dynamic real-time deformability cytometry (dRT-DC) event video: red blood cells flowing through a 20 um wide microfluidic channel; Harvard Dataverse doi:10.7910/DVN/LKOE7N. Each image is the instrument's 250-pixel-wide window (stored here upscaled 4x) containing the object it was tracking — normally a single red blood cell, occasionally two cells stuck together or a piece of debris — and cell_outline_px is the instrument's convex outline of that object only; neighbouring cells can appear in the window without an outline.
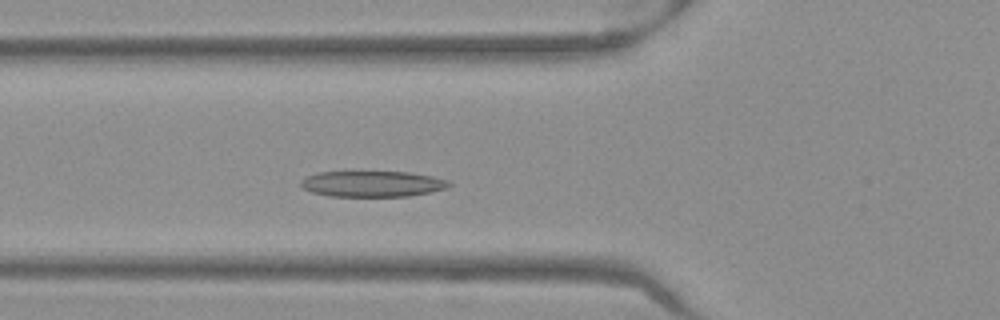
{"species": "Egyptian fruit bat (a non-hibernating species)", "species_latin": "Rousettus aegyptiacus", "temperature_condition": "warm", "stored_images_in_passage": 47, "camera_frame_rate_fps": 3000, "um_per_image_px": 0.085, "frame": {"image": 1, "passage_image": 14, "time_ms": 4.333, "image_size_px": [1000, 320], "cell_outline_px": [[452, 184], [448, 188], [432, 192], [408, 196], [328, 196], [312, 192], [304, 188], [300, 184], [300, 180], [304, 176], [316, 172], [408, 172], [432, 176], [448, 180]], "centroid_in_image_um": [31.65, 15.62], "position_along_channel_um": 94.2, "area_um2": 22.48}}
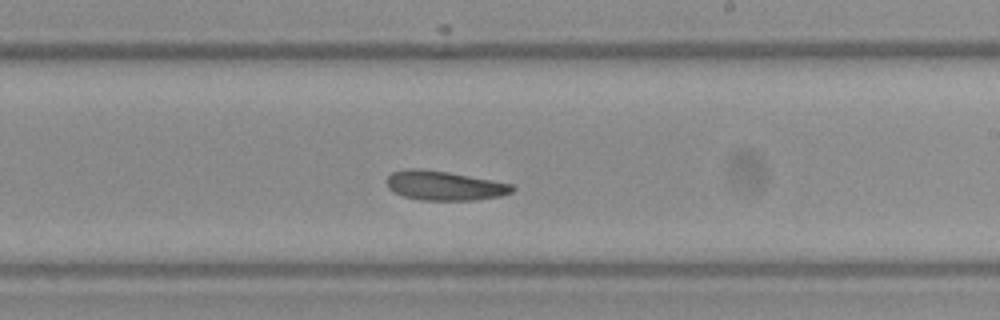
{"frame": {"image": 2, "passage_image": 26, "time_ms": 8.333, "image_size_px": [1000, 320], "cell_outline_px": [[516, 188], [512, 192], [500, 196], [476, 200], [420, 200], [404, 196], [388, 188], [384, 180], [392, 172], [404, 168], [420, 168], [448, 172], [492, 180], [512, 184]], "centroid_in_image_um": [37.74, 15.77], "position_along_channel_um": 251.3, "area_um2": 21.62}}
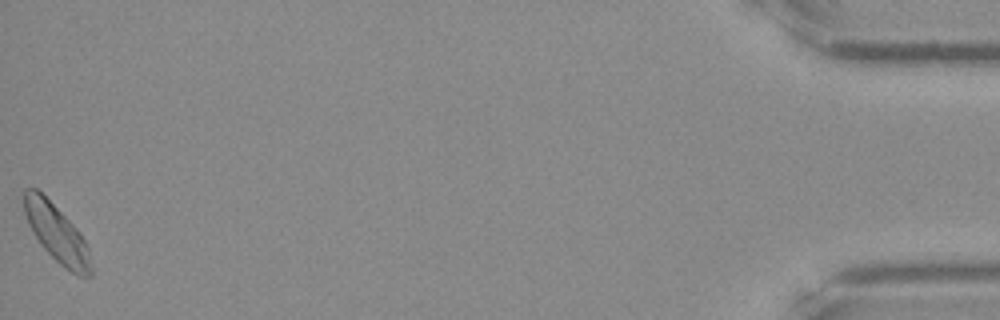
{"frame": {"image": 3, "passage_image": 47, "time_ms": 15.333, "image_size_px": [1000, 320], "cell_outline_px": [[92, 276], [76, 276], [64, 268], [40, 244], [28, 224], [24, 212], [24, 188], [36, 188], [80, 232], [88, 248], [92, 268]], "centroid_in_image_um": [4.83, 19.88], "position_along_channel_um": 430.4, "area_um2": 22.08}, "authors_computed_cell_mechanics": {"area_um2": 22.3108, "velocity_mm_per_s": 3.9196, "shape_relaxation_time_tau1_ms": 4.7157, "shape_relaxation_time_tau2_ms": 7.4471, "deformation_change_tau1": 0.1281, "deformation_change_tau2": 0.1655}}